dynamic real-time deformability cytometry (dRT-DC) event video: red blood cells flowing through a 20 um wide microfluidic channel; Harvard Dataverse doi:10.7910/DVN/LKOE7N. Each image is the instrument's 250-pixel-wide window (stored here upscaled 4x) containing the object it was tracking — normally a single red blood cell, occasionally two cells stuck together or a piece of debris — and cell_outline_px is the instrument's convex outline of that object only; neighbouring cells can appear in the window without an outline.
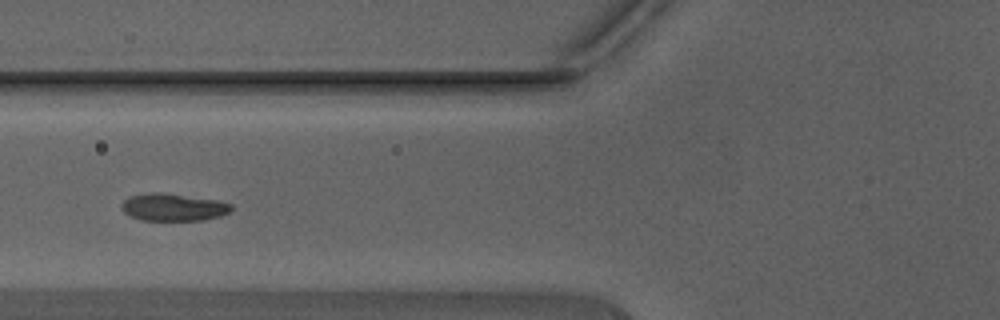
{"species": "Egyptian fruit bat (a non-hibernating species)", "species_latin": "Rousettus aegyptiacus", "temperature_condition": "warm", "stored_images_in_passage": 34, "camera_frame_rate_fps": 3000, "um_per_image_px": 0.085, "animal": {"sex": "male"}, "frame": {"image": 1, "passage_image": 11, "time_ms": 3.333, "image_size_px": [1000, 320], "cell_outline_px": [[232, 208], [228, 212], [220, 216], [204, 220], [140, 220], [124, 212], [120, 208], [120, 204], [128, 196], [148, 192], [164, 192], [216, 200], [232, 204]], "centroid_in_image_um": [14.68, 17.6], "position_along_channel_um": 111.1, "area_um2": 17.63}}
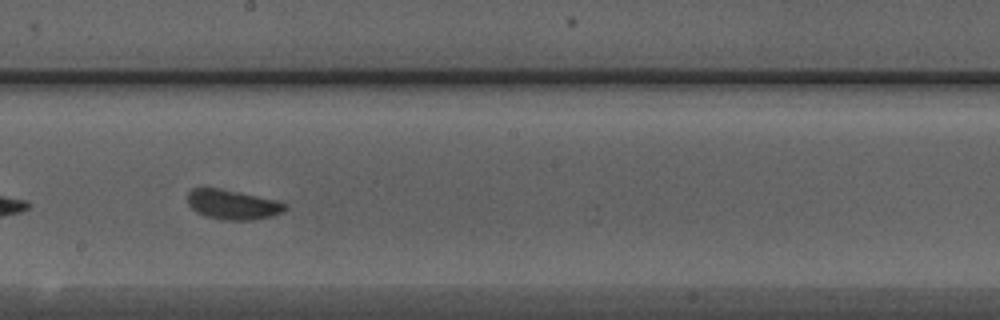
{"frame": {"image": 2, "passage_image": 19, "time_ms": 6.0, "image_size_px": [1000, 320], "cell_outline_px": [[288, 208], [284, 212], [272, 216], [252, 220], [224, 220], [208, 216], [196, 212], [188, 204], [188, 192], [192, 188], [220, 188], [240, 192], [276, 200], [288, 204]], "centroid_in_image_um": [19.81, 17.39], "position_along_channel_um": 228.4, "area_um2": 16.94}}
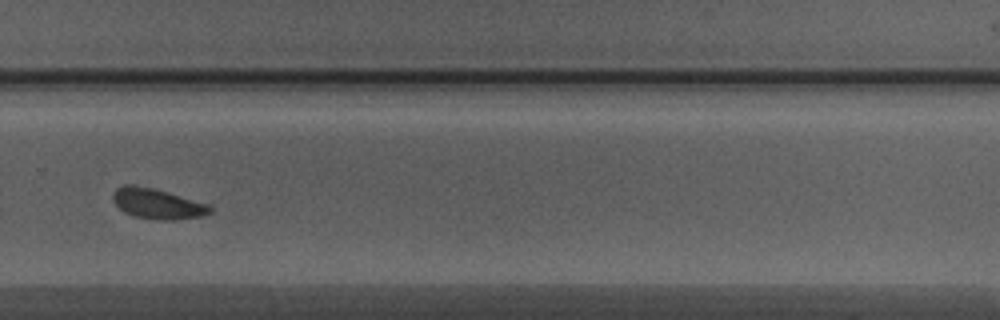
{"frame": {"image": 3, "passage_image": 25, "time_ms": 8.0, "image_size_px": [1000, 320], "cell_outline_px": [[212, 212], [200, 216], [172, 220], [164, 220], [136, 216], [124, 212], [112, 200], [112, 192], [116, 188], [124, 184], [132, 184], [152, 188], [168, 192], [208, 204], [212, 208]], "centroid_in_image_um": [13.34, 17.3], "position_along_channel_um": 316.5, "area_um2": 16.99}, "authors_computed_cell_mechanics": {"area_um2": 17.5134, "velocity_mm_per_s": 4.4064, "shape_relaxation_time_tau1_ms": 1.6588, "shape_relaxation_time_tau2_ms": 1.579, "deformation_change_tau1": 0.109, "deformation_change_tau2": 0.0794}}